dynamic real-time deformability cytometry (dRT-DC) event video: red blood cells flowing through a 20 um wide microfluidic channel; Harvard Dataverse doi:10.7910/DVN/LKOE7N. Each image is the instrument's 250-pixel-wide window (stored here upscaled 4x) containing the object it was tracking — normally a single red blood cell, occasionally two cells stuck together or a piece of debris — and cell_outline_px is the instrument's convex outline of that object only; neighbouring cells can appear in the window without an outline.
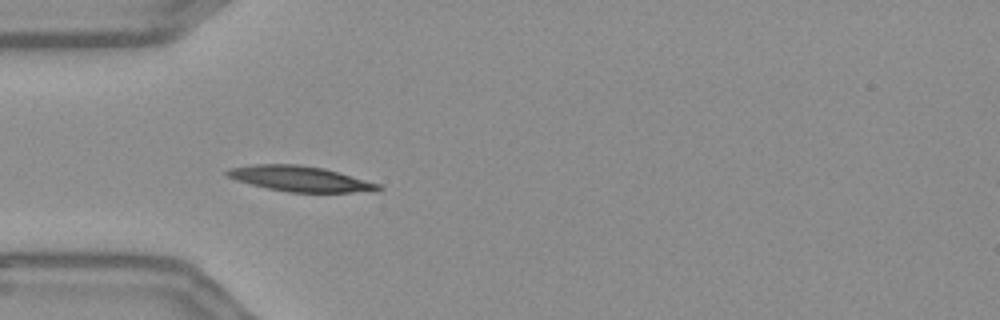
{"species": "Egyptian fruit bat (a non-hibernating species)", "species_latin": "Rousettus aegyptiacus", "temperature_condition": "warm", "stored_images_in_passage": 41, "camera_frame_rate_fps": 3000, "um_per_image_px": 0.085, "frame": {"image": 1, "passage_image": 2, "time_ms": 0.333, "image_size_px": [1000, 320], "cell_outline_px": [[384, 188], [376, 192], [288, 192], [268, 188], [236, 180], [228, 176], [224, 172], [228, 168], [256, 164], [296, 164], [324, 168], [380, 184]], "centroid_in_image_um": [25.55, 15.2], "position_along_channel_um": 59.5, "area_um2": 22.31}}
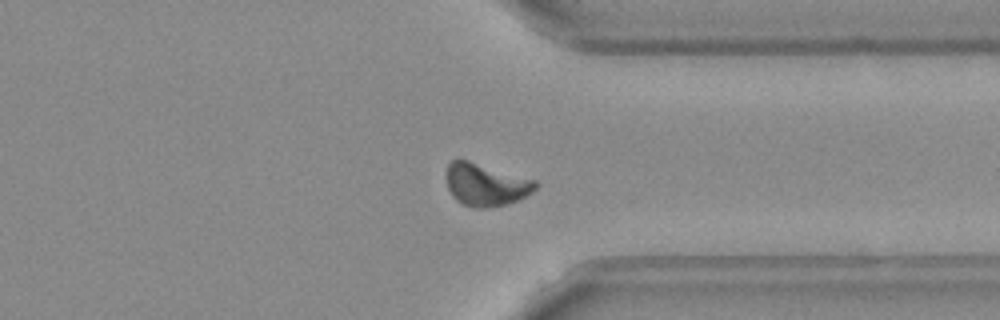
{"frame": {"image": 2, "passage_image": 28, "time_ms": 9.0, "image_size_px": [1000, 320], "cell_outline_px": [[540, 184], [532, 192], [516, 200], [504, 204], [488, 208], [472, 208], [456, 200], [452, 196], [448, 188], [444, 176], [448, 164], [452, 160], [468, 160], [536, 180]], "centroid_in_image_um": [41.26, 15.69], "position_along_channel_um": 370.1, "area_um2": 22.14}}
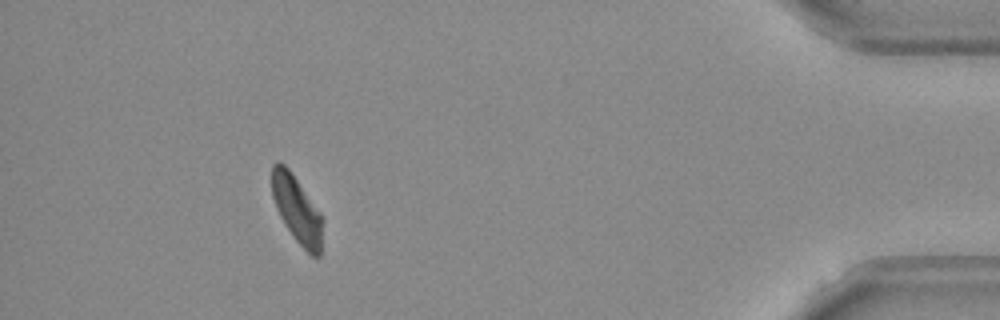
{"frame": {"image": 3, "passage_image": 36, "time_ms": 11.667, "image_size_px": [1000, 320], "cell_outline_px": [[324, 220], [320, 256], [312, 256], [292, 236], [284, 224], [276, 208], [272, 196], [272, 164], [276, 160], [284, 164], [288, 168], [320, 212]], "centroid_in_image_um": [25.24, 17.81], "position_along_channel_um": 410.0, "area_um2": 19.83}, "authors_computed_cell_mechanics": {"area_um2": 21.097, "velocity_mm_per_s": 3.6401, "shape_relaxation_time_tau1_ms": 6.8373, "shape_relaxation_time_tau2_ms": 6.8012, "deformation_change_tau1": 0.1475, "deformation_change_tau2": 0.115}}